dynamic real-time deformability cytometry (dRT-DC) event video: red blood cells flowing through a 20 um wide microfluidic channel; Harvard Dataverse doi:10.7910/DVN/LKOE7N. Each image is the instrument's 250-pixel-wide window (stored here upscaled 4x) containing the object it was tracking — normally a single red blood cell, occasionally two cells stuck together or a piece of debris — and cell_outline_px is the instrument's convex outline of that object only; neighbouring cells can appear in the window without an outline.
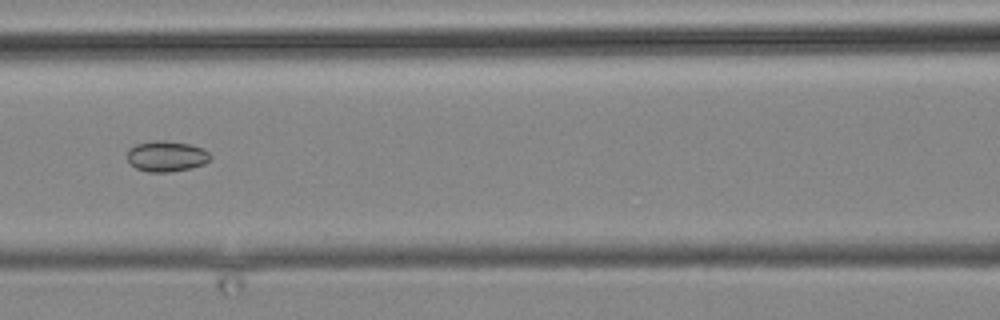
{"species": "common noctule bat (a hibernating species)", "species_latin": "Nyctalus noctula", "temperature_condition": "cold", "stored_images_in_passage": 12, "camera_frame_rate_fps": 3000, "um_per_image_px": 0.085, "animal": {"sex": "male", "body_mass_g": 19.2, "forearm_length_mm": 51.8}, "frame": {"image": 1, "passage_image": 10, "time_ms": 13.333, "image_size_px": [1000, 320], "cell_outline_px": [[212, 156], [204, 164], [192, 168], [168, 172], [148, 172], [136, 168], [128, 160], [128, 148], [136, 144], [156, 140], [164, 140], [188, 144], [204, 148]], "centroid_in_image_um": [14.16, 13.28], "position_along_channel_um": 152.4, "area_um2": 14.85}}
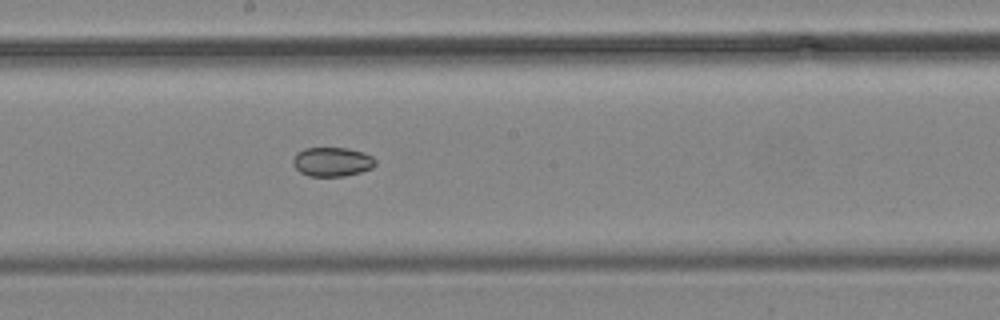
{"frame": {"image": 2, "passage_image": 12, "time_ms": 15.333, "image_size_px": [1000, 320], "cell_outline_px": [[376, 164], [372, 168], [360, 172], [344, 176], [308, 176], [300, 172], [292, 164], [292, 160], [296, 152], [304, 148], [348, 148], [364, 152], [372, 156], [376, 160]], "centroid_in_image_um": [28.22, 13.75], "position_along_channel_um": 220.0, "area_um2": 14.16}}